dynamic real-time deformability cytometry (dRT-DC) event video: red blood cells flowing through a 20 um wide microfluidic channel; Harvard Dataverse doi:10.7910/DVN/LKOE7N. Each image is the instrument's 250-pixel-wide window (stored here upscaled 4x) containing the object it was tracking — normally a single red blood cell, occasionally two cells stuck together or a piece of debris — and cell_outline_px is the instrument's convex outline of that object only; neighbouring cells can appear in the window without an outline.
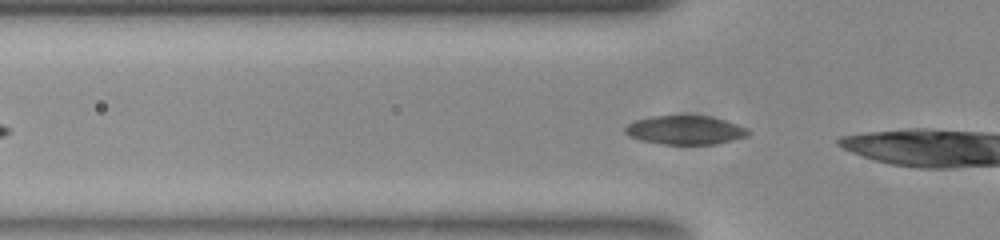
{"species": "common noctule bat (a hibernating species)", "species_latin": "Nyctalus noctula", "temperature_condition": "room temperature", "stored_images_in_passage": 8, "camera_frame_rate_fps": 3000, "um_per_image_px": 0.085, "animal": {"sex": "female", "body_mass_g": 23.0, "forearm_length_mm": 53.4}, "frame": {"image": 1, "passage_image": 2, "time_ms": 0.333, "image_size_px": [1000, 240], "cell_outline_px": [[752, 132], [748, 136], [716, 144], [660, 144], [640, 140], [624, 132], [624, 128], [628, 124], [636, 120], [652, 116], [708, 116], [724, 120], [748, 128]], "centroid_in_image_um": [58.27, 11.06], "position_along_channel_um": 67.5, "area_um2": 20.58}}
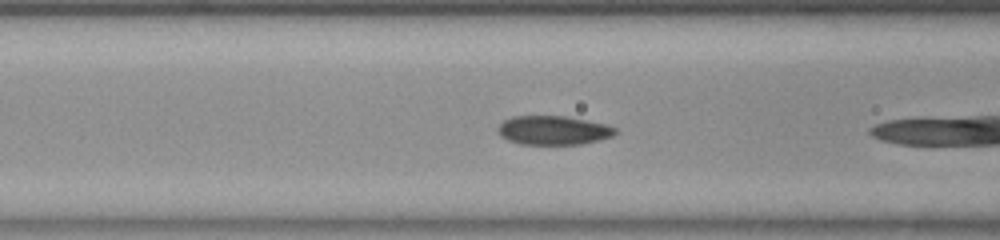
{"frame": {"image": 2, "passage_image": 6, "time_ms": 1.667, "image_size_px": [1000, 240], "cell_outline_px": [[616, 132], [612, 136], [600, 140], [580, 144], [520, 144], [508, 140], [500, 136], [496, 132], [496, 128], [504, 120], [512, 116], [568, 116], [608, 124], [616, 128]], "centroid_in_image_um": [47.02, 11.07], "position_along_channel_um": 119.6, "area_um2": 20.06}}